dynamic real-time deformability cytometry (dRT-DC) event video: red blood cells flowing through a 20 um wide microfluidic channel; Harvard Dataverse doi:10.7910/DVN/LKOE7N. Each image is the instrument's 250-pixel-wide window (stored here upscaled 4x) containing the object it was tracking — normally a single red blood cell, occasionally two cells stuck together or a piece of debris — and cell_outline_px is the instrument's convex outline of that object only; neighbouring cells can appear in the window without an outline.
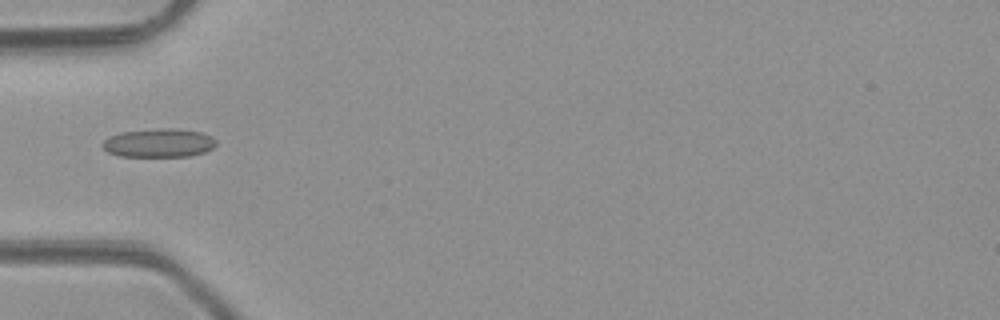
{"species": "common noctule bat (a hibernating species)", "species_latin": "Nyctalus noctula", "temperature_condition": "room temperature", "stored_images_in_passage": 4, "camera_frame_rate_fps": 3000, "um_per_image_px": 0.085, "animal": {"sex": "male", "body_mass_g": 23.1, "forearm_length_mm": 52.7}, "frame": {"image": 1, "passage_image": 3, "time_ms": 2.333, "image_size_px": [1000, 320], "cell_outline_px": [[216, 144], [212, 148], [204, 152], [188, 156], [120, 156], [108, 152], [100, 144], [104, 140], [120, 132], [156, 128], [176, 128], [200, 132], [212, 136], [216, 140]], "centroid_in_image_um": [13.51, 12.14], "position_along_channel_um": 71.5, "area_um2": 18.96}}
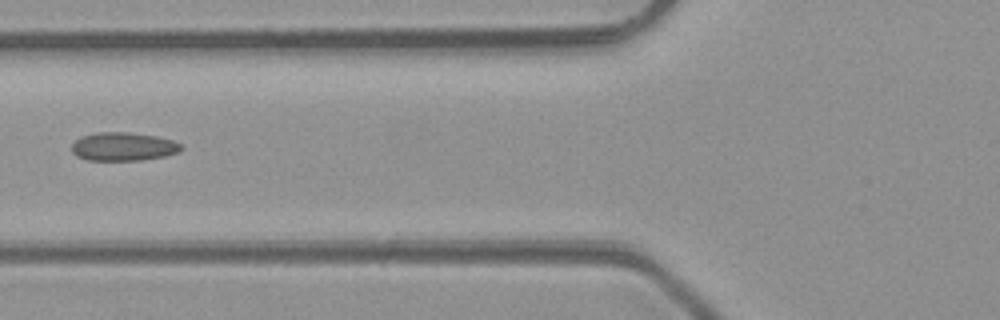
{"frame": {"image": 2, "passage_image": 4, "time_ms": 3.333, "image_size_px": [1000, 320], "cell_outline_px": [[184, 148], [176, 152], [164, 156], [140, 160], [88, 160], [76, 156], [72, 152], [72, 144], [80, 136], [96, 132], [128, 132], [156, 136], [172, 140], [180, 144]], "centroid_in_image_um": [10.44, 12.45], "position_along_channel_um": 115.4, "area_um2": 18.09}}